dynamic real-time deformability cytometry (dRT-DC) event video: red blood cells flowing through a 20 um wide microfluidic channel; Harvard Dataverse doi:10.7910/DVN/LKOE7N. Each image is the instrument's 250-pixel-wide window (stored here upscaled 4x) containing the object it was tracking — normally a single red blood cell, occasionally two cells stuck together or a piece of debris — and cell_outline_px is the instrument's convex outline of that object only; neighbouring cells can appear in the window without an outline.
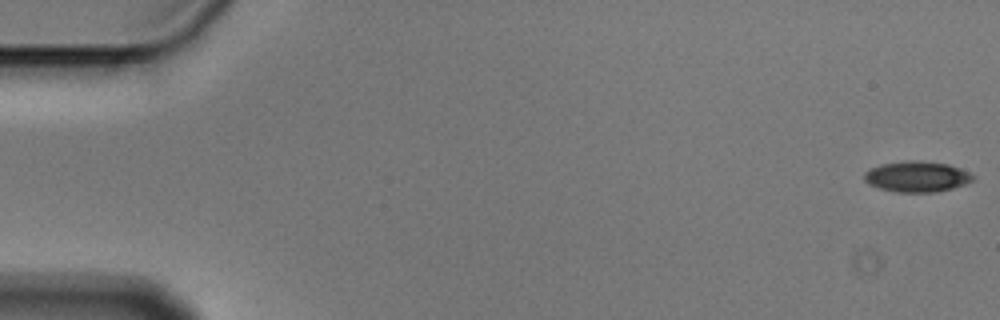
{"species": "Egyptian fruit bat (a non-hibernating species)", "species_latin": "Rousettus aegyptiacus", "temperature_condition": "cold", "stored_images_in_passage": 4, "camera_frame_rate_fps": 3000, "um_per_image_px": 0.085, "animal": {"sex": "male"}, "frame": {"image": 1, "passage_image": 1, "time_ms": 0.0, "image_size_px": [1000, 320], "cell_outline_px": [[976, 180], [952, 188], [936, 192], [896, 192], [880, 188], [868, 184], [864, 180], [864, 172], [868, 168], [880, 164], [904, 160], [920, 160], [948, 164], [960, 168], [976, 176]], "centroid_in_image_um": [77.92, 15.0], "position_along_channel_um": 7.1, "area_um2": 19.77}}
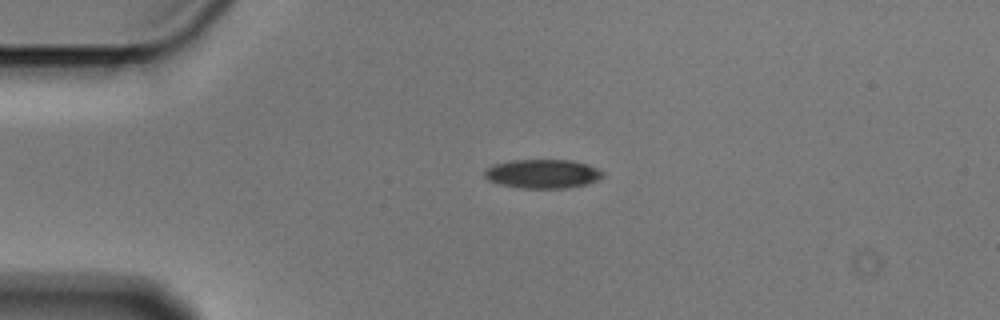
{"frame": {"image": 2, "passage_image": 4, "time_ms": 1.0, "image_size_px": [1000, 320], "cell_outline_px": [[604, 176], [600, 180], [588, 184], [564, 188], [520, 188], [500, 184], [488, 180], [484, 176], [484, 172], [492, 164], [508, 160], [572, 160], [588, 164], [604, 172]], "centroid_in_image_um": [46.14, 14.77], "position_along_channel_um": 38.9, "area_um2": 20.17}}